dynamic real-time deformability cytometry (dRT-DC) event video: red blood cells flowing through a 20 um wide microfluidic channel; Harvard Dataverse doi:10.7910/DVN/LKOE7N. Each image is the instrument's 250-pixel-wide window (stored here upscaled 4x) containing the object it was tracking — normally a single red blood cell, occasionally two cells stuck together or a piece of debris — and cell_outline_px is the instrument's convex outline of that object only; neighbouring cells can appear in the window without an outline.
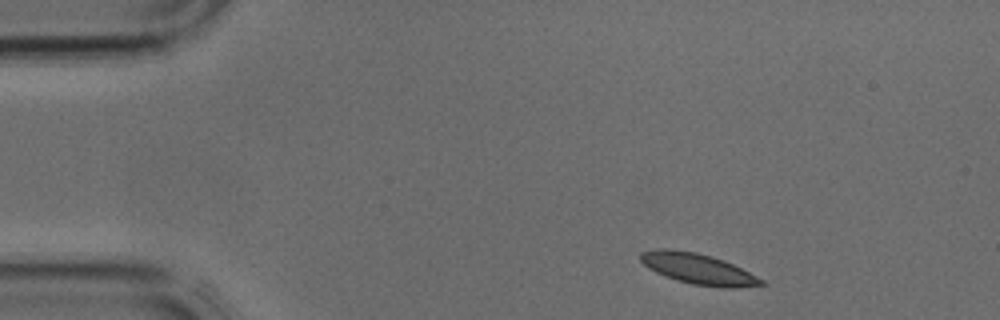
{"species": "common noctule bat (a hibernating species)", "species_latin": "Nyctalus noctula", "temperature_condition": "cold", "stored_images_in_passage": 3, "camera_frame_rate_fps": 3000, "um_per_image_px": 0.085, "animal": {"sex": "male", "body_mass_g": 17.9, "forearm_length_mm": 54.2}, "frame": {"image": 1, "passage_image": 1, "time_ms": 0.0, "image_size_px": [1000, 320], "cell_outline_px": [[764, 284], [740, 288], [720, 288], [692, 284], [676, 280], [656, 272], [648, 268], [640, 260], [640, 252], [656, 248], [668, 248], [696, 252], [712, 256], [724, 260], [764, 280]], "centroid_in_image_um": [59.31, 22.85], "position_along_channel_um": 25.7, "area_um2": 21.68}}
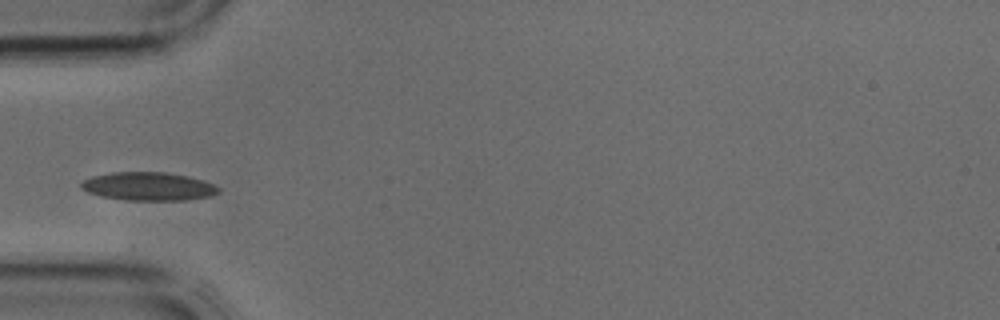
{"frame": {"image": 2, "passage_image": 3, "time_ms": 0.667, "image_size_px": [1000, 320], "cell_outline_px": [[220, 192], [212, 196], [184, 200], [128, 200], [100, 196], [88, 192], [80, 188], [80, 184], [84, 180], [92, 176], [112, 172], [164, 172], [188, 176], [212, 184], [220, 188]], "centroid_in_image_um": [12.6, 15.84], "position_along_channel_um": 72.4, "area_um2": 22.6}}